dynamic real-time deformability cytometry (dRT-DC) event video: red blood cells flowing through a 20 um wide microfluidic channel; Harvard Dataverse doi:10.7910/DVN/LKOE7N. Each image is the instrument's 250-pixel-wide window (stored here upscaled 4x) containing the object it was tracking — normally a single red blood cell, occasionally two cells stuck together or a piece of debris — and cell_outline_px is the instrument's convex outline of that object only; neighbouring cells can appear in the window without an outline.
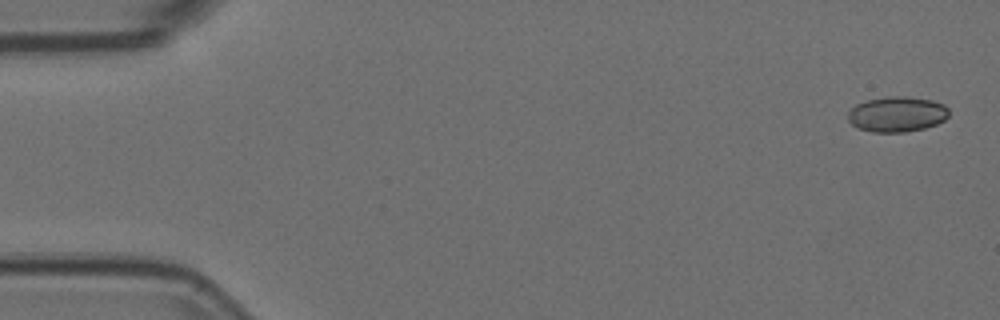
{"species": "Egyptian fruit bat (a non-hibernating species)", "species_latin": "Rousettus aegyptiacus", "temperature_condition": "room temperature", "stored_images_in_passage": 4, "camera_frame_rate_fps": 3000, "um_per_image_px": 0.085, "animal": {"sex": "female"}, "frame": {"image": 1, "passage_image": 1, "time_ms": 0.0, "image_size_px": [1000, 320], "cell_outline_px": [[948, 116], [944, 120], [936, 124], [924, 128], [904, 132], [872, 132], [856, 128], [848, 120], [848, 112], [856, 104], [868, 100], [888, 96], [908, 96], [932, 100], [944, 104], [948, 108]], "centroid_in_image_um": [76.24, 9.7], "position_along_channel_um": 8.8, "area_um2": 20.87}}